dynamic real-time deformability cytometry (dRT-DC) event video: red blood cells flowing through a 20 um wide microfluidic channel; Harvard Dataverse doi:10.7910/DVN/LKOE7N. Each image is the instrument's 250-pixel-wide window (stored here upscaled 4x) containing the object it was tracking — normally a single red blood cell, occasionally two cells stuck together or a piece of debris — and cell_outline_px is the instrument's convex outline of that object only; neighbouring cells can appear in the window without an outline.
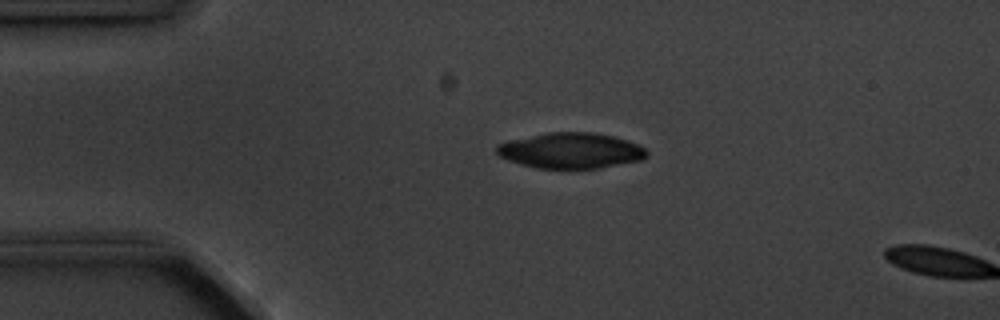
{"species": "common noctule bat (a hibernating species)", "species_latin": "Nyctalus noctula", "temperature_condition": "cold", "stored_images_in_passage": 3, "camera_frame_rate_fps": 3000, "um_per_image_px": 0.085, "animal": {"sex": "male", "body_mass_g": 20.1, "forearm_length_mm": 53.5}, "frame": {"image": 1, "passage_image": 2, "time_ms": 1.333, "image_size_px": [1000, 320], "cell_outline_px": [[648, 156], [640, 160], [600, 168], [536, 168], [520, 164], [508, 160], [500, 156], [496, 152], [496, 144], [508, 140], [544, 132], [592, 132], [612, 136], [636, 144], [644, 148], [648, 152]], "centroid_in_image_um": [48.46, 12.79], "position_along_channel_um": 36.5, "area_um2": 31.15}}